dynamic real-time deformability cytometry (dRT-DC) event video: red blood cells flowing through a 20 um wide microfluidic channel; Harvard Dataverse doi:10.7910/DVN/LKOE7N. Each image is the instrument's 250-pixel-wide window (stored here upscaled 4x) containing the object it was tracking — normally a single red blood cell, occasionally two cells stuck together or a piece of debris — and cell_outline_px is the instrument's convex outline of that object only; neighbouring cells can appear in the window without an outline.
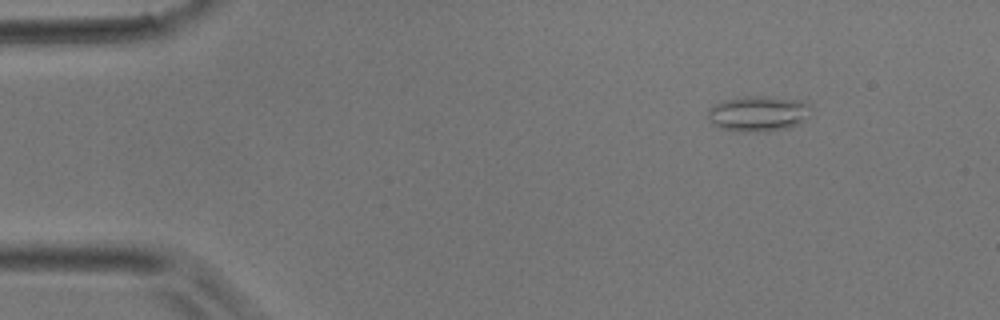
{"species": "common noctule bat (a hibernating species)", "species_latin": "Nyctalus noctula", "temperature_condition": "room temperature", "stored_images_in_passage": 3, "camera_frame_rate_fps": 3000, "um_per_image_px": 0.085, "animal": {"sex": "male", "body_mass_g": 17.9}, "frame": {"image": 1, "passage_image": 1, "time_ms": 0.0, "image_size_px": [1000, 320], "cell_outline_px": [[808, 116], [800, 124], [792, 128], [768, 132], [736, 132], [716, 128], [708, 120], [708, 112], [716, 104], [724, 100], [752, 96], [764, 96], [804, 100], [808, 104]], "centroid_in_image_um": [64.45, 9.7], "position_along_channel_um": 20.5, "area_um2": 21.68}}
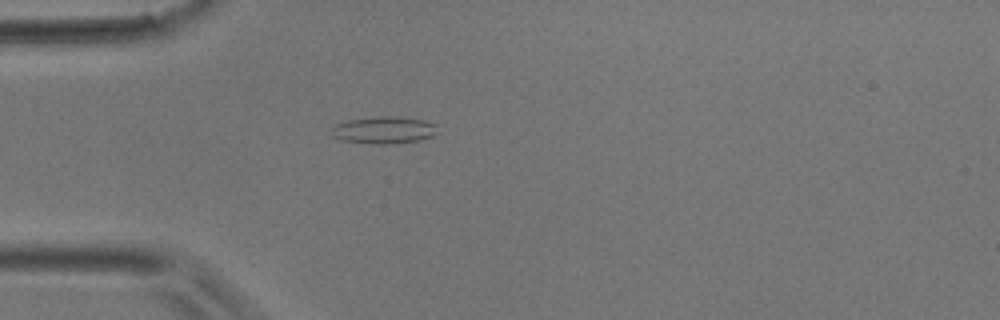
{"frame": {"image": 2, "passage_image": 3, "time_ms": 0.667, "image_size_px": [1000, 320], "cell_outline_px": [[436, 132], [432, 136], [420, 140], [396, 144], [372, 144], [340, 140], [332, 136], [328, 132], [328, 128], [332, 124], [348, 120], [376, 116], [392, 116], [424, 120], [436, 124]], "centroid_in_image_um": [32.53, 11.06], "position_along_channel_um": 52.5, "area_um2": 17.22}}